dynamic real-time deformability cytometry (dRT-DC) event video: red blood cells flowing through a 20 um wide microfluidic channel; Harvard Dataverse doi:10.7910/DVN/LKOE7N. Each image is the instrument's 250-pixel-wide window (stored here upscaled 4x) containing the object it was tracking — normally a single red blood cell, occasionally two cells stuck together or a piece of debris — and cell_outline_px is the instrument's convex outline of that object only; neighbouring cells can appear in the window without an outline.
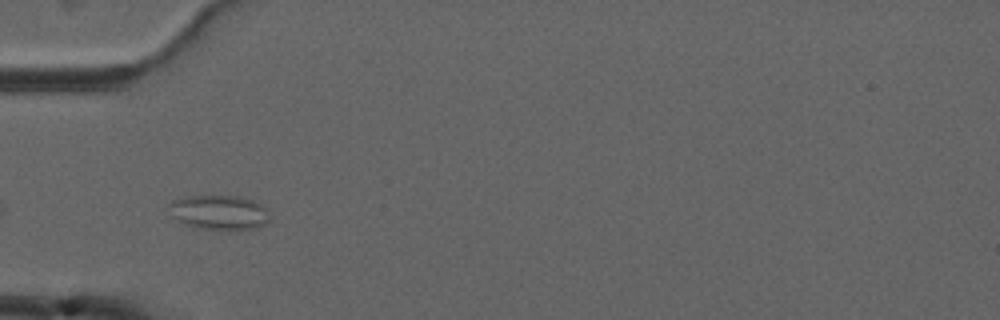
{"species": "common noctule bat (a hibernating species)", "species_latin": "Nyctalus noctula", "temperature_condition": "cold", "stored_images_in_passage": 10, "camera_frame_rate_fps": 3000, "um_per_image_px": 0.085, "animal": {"sex": "male", "forearm_length_mm": 52.5}, "frame": {"image": 1, "passage_image": 4, "time_ms": 3.667, "image_size_px": [1000, 320], "cell_outline_px": [[268, 220], [264, 224], [256, 228], [196, 228], [184, 224], [176, 220], [172, 216], [168, 204], [172, 200], [184, 196], [244, 196], [264, 204]], "centroid_in_image_um": [18.59, 18.01], "position_along_channel_um": 66.4, "area_um2": 20.11}}
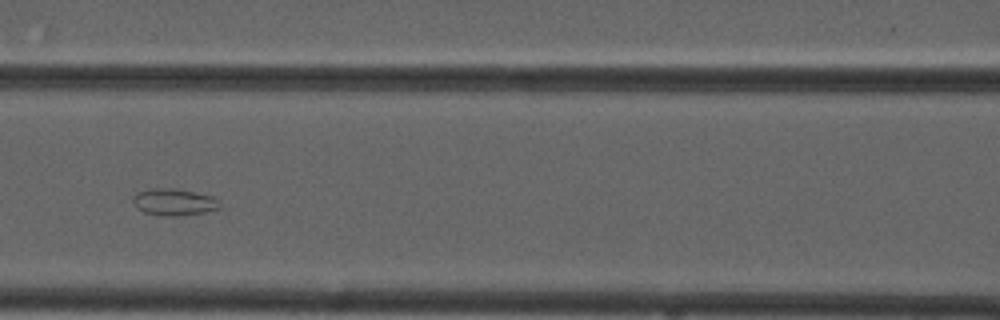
{"frame": {"image": 2, "passage_image": 6, "time_ms": 6.0, "image_size_px": [1000, 320], "cell_outline_px": [[220, 208], [204, 212], [176, 216], [164, 216], [144, 212], [136, 208], [132, 200], [132, 196], [136, 192], [152, 188], [176, 188], [216, 196], [220, 204]], "centroid_in_image_um": [14.78, 17.16], "position_along_channel_um": 151.8, "area_um2": 13.81}}
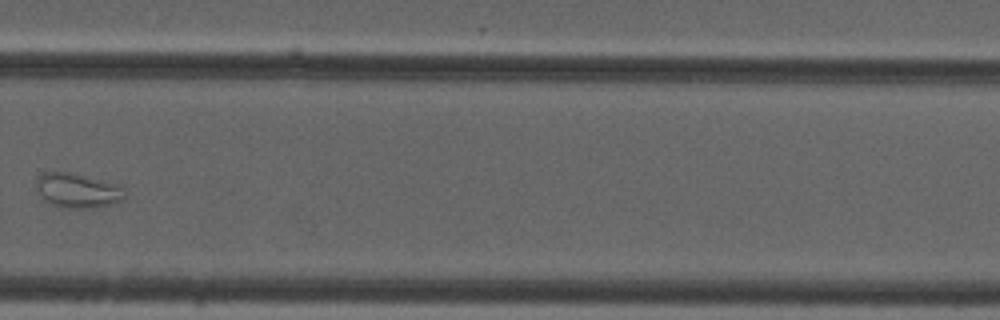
{"frame": {"image": 3, "passage_image": 10, "time_ms": 10.667, "image_size_px": [1000, 320], "cell_outline_px": [[124, 200], [112, 204], [96, 208], [64, 208], [52, 204], [44, 200], [36, 184], [36, 180], [44, 172], [68, 172], [120, 184], [124, 188]], "centroid_in_image_um": [6.65, 16.2], "position_along_channel_um": 323.2, "area_um2": 17.8}}